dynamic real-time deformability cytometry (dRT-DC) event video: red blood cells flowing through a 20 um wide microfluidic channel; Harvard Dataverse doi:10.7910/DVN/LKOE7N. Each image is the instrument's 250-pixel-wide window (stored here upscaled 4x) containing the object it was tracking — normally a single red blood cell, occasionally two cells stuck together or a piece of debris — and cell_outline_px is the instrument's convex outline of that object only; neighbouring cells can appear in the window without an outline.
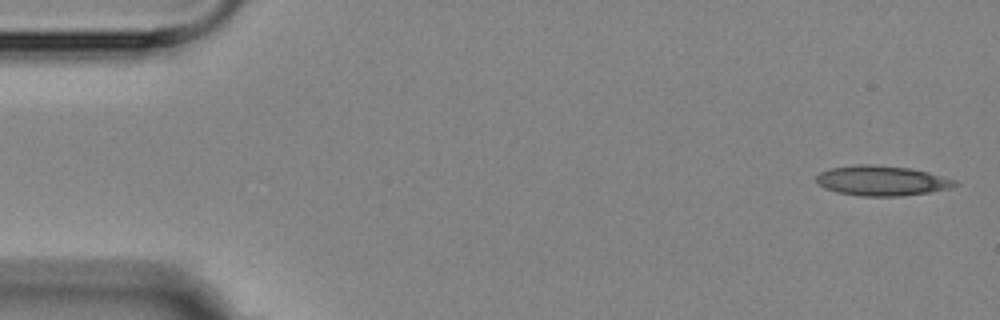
{"species": "Egyptian fruit bat (a non-hibernating species)", "species_latin": "Rousettus aegyptiacus", "temperature_condition": "room temperature", "stored_images_in_passage": 5, "camera_frame_rate_fps": 3000, "um_per_image_px": 0.085, "animal": {"sex": "female"}, "frame": {"image": 1, "passage_image": 1, "time_ms": 0.0, "image_size_px": [1000, 320], "cell_outline_px": [[960, 184], [952, 188], [928, 192], [900, 196], [860, 196], [836, 192], [824, 188], [816, 180], [816, 176], [820, 172], [832, 168], [860, 164], [868, 164], [908, 168], [928, 172], [956, 180]], "centroid_in_image_um": [74.97, 15.37], "position_along_channel_um": 10.0, "area_um2": 24.1}}